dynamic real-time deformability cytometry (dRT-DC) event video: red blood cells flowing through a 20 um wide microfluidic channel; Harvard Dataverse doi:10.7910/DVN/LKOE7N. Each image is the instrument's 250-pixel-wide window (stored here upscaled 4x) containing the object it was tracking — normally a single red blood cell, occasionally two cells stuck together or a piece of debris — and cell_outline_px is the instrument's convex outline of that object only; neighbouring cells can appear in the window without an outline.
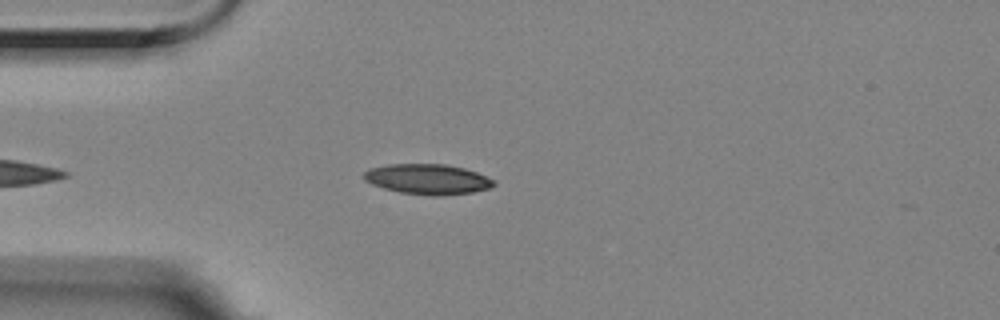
{"species": "Egyptian fruit bat (a non-hibernating species)", "species_latin": "Rousettus aegyptiacus", "temperature_condition": "room temperature", "stored_images_in_passage": 42, "camera_frame_rate_fps": 3000, "um_per_image_px": 0.085, "animal": {"sex": "female"}, "frame": {"image": 1, "passage_image": 3, "time_ms": 0.667, "image_size_px": [1000, 320], "cell_outline_px": [[496, 184], [488, 188], [472, 192], [436, 196], [400, 192], [384, 188], [372, 184], [364, 180], [364, 172], [368, 168], [388, 164], [444, 164], [464, 168], [476, 172], [496, 180]], "centroid_in_image_um": [36.34, 15.22], "position_along_channel_um": 48.7, "area_um2": 22.83}}
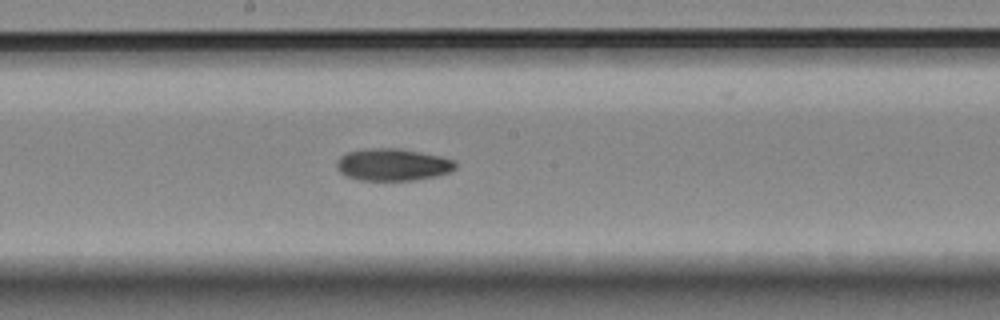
{"frame": {"image": 2, "passage_image": 18, "time_ms": 5.667, "image_size_px": [1000, 320], "cell_outline_px": [[456, 168], [448, 172], [436, 176], [416, 180], [360, 180], [344, 176], [336, 168], [336, 160], [340, 156], [348, 152], [372, 148], [396, 148], [440, 156], [456, 160]], "centroid_in_image_um": [33.36, 14.0], "position_along_channel_um": 214.8, "area_um2": 22.25}}
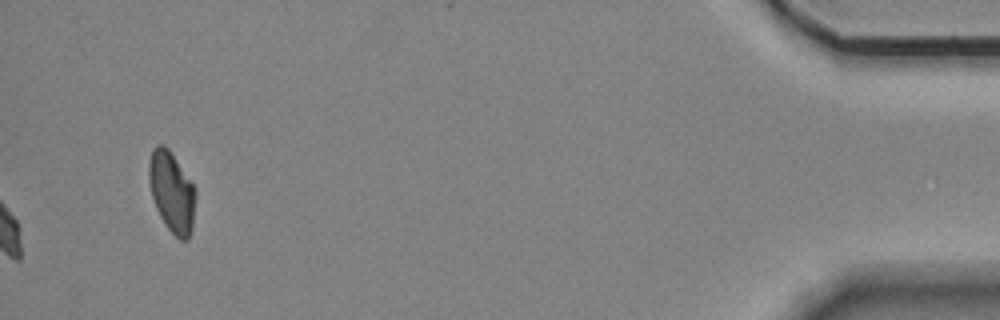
{"frame": {"image": 3, "passage_image": 42, "time_ms": 13.667, "image_size_px": [1000, 320], "cell_outline_px": [[196, 196], [192, 232], [188, 240], [180, 240], [164, 224], [156, 208], [152, 196], [148, 180], [148, 160], [152, 148], [156, 144], [164, 144], [168, 148], [196, 188]], "centroid_in_image_um": [14.6, 16.3], "position_along_channel_um": 420.6, "area_um2": 22.25}, "authors_computed_cell_mechanics": {"area_um2": 22.1663, "velocity_mm_per_s": 3.531, "shape_relaxation_time_tau1_ms": 6.0114, "shape_relaxation_time_tau2_ms": null, "deformation_change_tau1": 0.1433, "deformation_change_tau2": null}}